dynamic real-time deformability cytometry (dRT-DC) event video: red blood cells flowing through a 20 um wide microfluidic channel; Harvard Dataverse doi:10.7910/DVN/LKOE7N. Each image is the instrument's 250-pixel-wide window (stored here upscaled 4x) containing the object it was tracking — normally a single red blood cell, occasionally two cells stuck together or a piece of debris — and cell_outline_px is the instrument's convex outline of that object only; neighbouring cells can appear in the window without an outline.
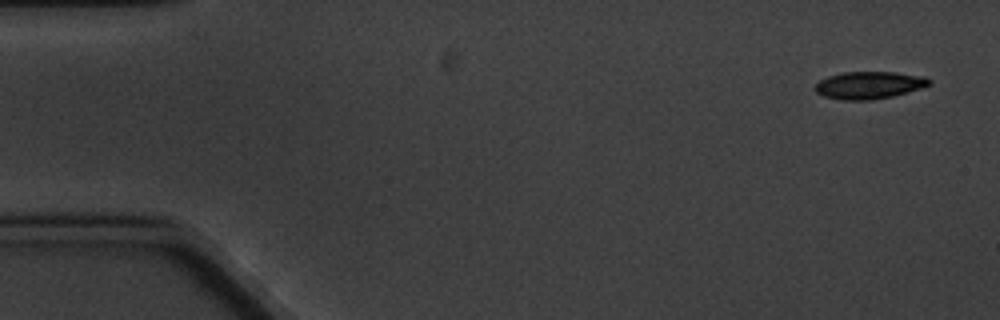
{"species": "common noctule bat (a hibernating species)", "species_latin": "Nyctalus noctula", "temperature_condition": "cold", "stored_images_in_passage": 4, "camera_frame_rate_fps": 3000, "um_per_image_px": 0.085, "animal": {"sex": "male", "body_mass_g": 20.1, "forearm_length_mm": 53.5}, "frame": {"image": 1, "passage_image": 1, "time_ms": 0.0, "image_size_px": [1000, 320], "cell_outline_px": [[932, 84], [908, 92], [892, 96], [872, 100], [844, 100], [824, 96], [816, 92], [812, 88], [820, 80], [828, 76], [844, 72], [896, 72], [924, 76], [932, 80]], "centroid_in_image_um": [73.88, 7.23], "position_along_channel_um": 11.1, "area_um2": 18.26}}